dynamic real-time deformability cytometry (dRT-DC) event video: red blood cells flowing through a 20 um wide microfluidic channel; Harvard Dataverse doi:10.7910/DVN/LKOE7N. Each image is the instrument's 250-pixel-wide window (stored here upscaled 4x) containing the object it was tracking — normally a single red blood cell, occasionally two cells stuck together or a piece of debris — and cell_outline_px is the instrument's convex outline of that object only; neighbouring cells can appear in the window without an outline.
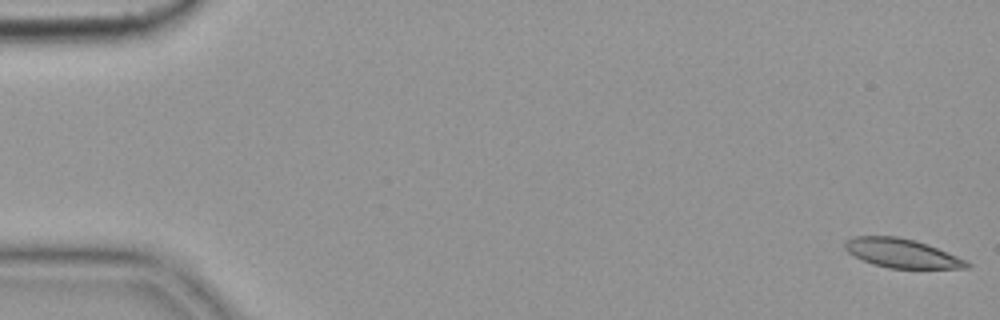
{"species": "common noctule bat (a hibernating species)", "species_latin": "Nyctalus noctula", "temperature_condition": "cold", "stored_images_in_passage": 56, "camera_frame_rate_fps": 3000, "um_per_image_px": 0.085, "animal": {"sex": "female", "body_mass_g": 19.9}, "frame": {"image": 1, "passage_image": 1, "time_ms": 0.0, "image_size_px": [1000, 320], "cell_outline_px": [[972, 264], [968, 268], [888, 268], [872, 264], [848, 252], [844, 248], [844, 240], [852, 236], [896, 236], [912, 240], [948, 252], [968, 260]], "centroid_in_image_um": [76.64, 21.53], "position_along_channel_um": 8.4, "area_um2": 20.46}}
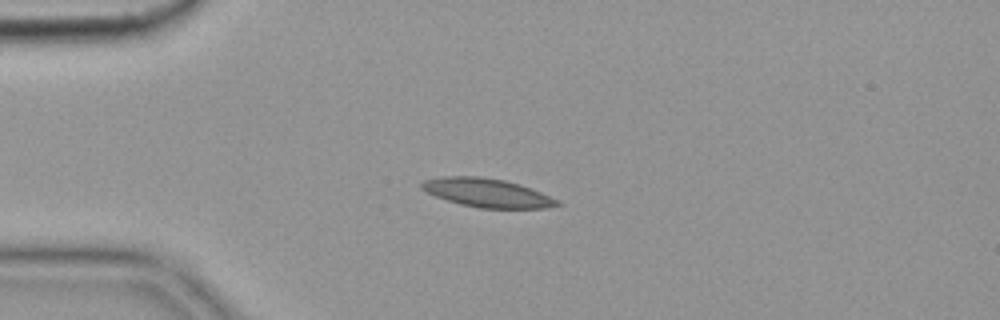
{"frame": {"image": 2, "passage_image": 14, "time_ms": 4.333, "image_size_px": [1000, 320], "cell_outline_px": [[560, 204], [544, 208], [480, 208], [460, 204], [436, 196], [420, 188], [420, 184], [424, 180], [444, 176], [480, 176], [504, 180], [520, 184], [540, 192], [556, 200]], "centroid_in_image_um": [41.35, 16.38], "position_along_channel_um": 43.6, "area_um2": 22.31}}
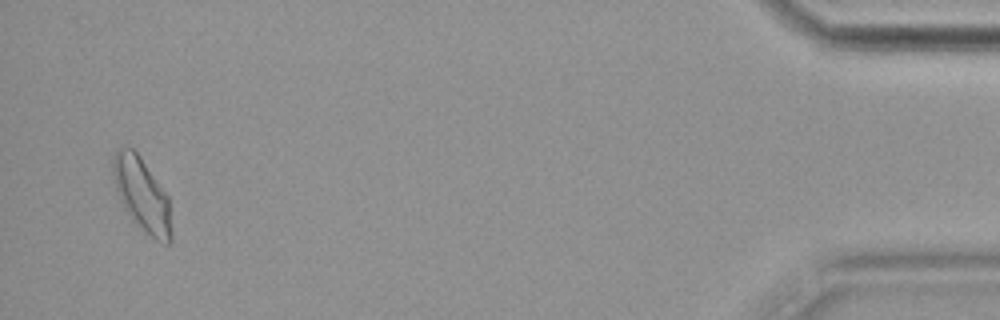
{"frame": {"image": 3, "passage_image": 54, "time_ms": 17.667, "image_size_px": [1000, 320], "cell_outline_px": [[172, 240], [168, 244], [164, 244], [156, 240], [144, 232], [132, 220], [120, 200], [116, 188], [112, 172], [112, 160], [116, 152], [120, 148], [132, 148], [140, 156], [168, 196], [172, 232]], "centroid_in_image_um": [12.08, 16.59], "position_along_channel_um": 423.1, "area_um2": 24.85}, "authors_computed_cell_mechanics": {"area_um2": 21.3571, "velocity_mm_per_s": 3.6152, "shape_relaxation_time_tau1_ms": null, "shape_relaxation_time_tau2_ms": 5.2415, "deformation_change_tau1": null, "deformation_change_tau2": 0.1187}}